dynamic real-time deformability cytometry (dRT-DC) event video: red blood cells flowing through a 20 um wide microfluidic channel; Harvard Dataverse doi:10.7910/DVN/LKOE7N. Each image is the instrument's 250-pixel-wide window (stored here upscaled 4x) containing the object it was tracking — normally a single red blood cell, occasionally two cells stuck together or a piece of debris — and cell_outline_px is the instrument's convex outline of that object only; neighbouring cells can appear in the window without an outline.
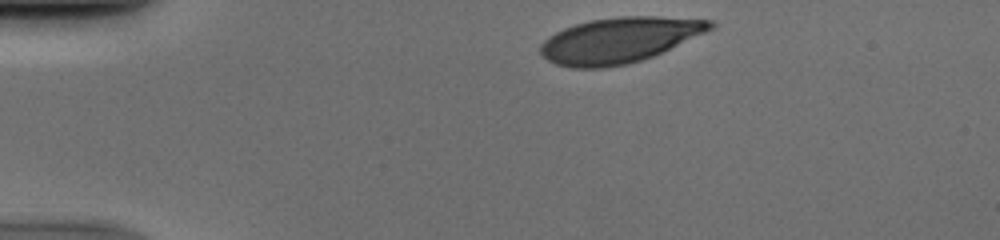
{"species": "human", "species_latin": "Homo sapiens", "temperature_condition": "cold", "stored_images_in_passage": 34, "camera_frame_rate_fps": 3000, "um_per_image_px": 0.085, "donor": {"sex": "male"}, "frame": {"image": 1, "passage_image": 1, "time_ms": 0.0, "image_size_px": [1000, 240], "cell_outline_px": [[716, 24], [712, 28], [704, 32], [652, 56], [628, 64], [604, 68], [572, 68], [556, 64], [548, 60], [540, 52], [540, 44], [548, 36], [564, 28], [588, 20], [620, 16], [656, 16], [712, 20]], "centroid_in_image_um": [52.59, 3.4], "position_along_channel_um": 32.4, "area_um2": 44.62}}
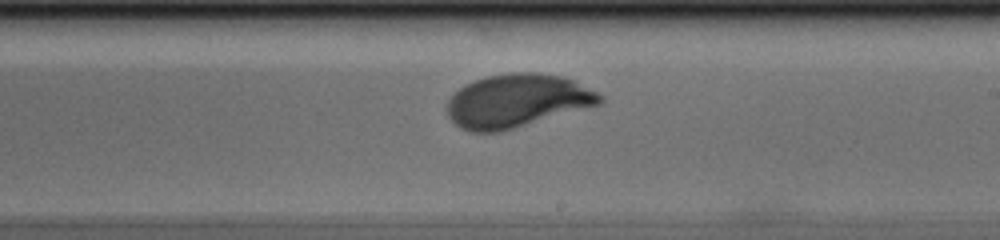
{"frame": {"image": 2, "passage_image": 22, "time_ms": 7.0, "image_size_px": [1000, 240], "cell_outline_px": [[604, 100], [600, 104], [500, 132], [468, 132], [460, 128], [448, 116], [444, 108], [452, 92], [464, 84], [472, 80], [484, 76], [508, 72], [540, 72], [564, 76], [604, 96]], "centroid_in_image_um": [43.88, 8.55], "position_along_channel_um": 245.1, "area_um2": 47.97}}
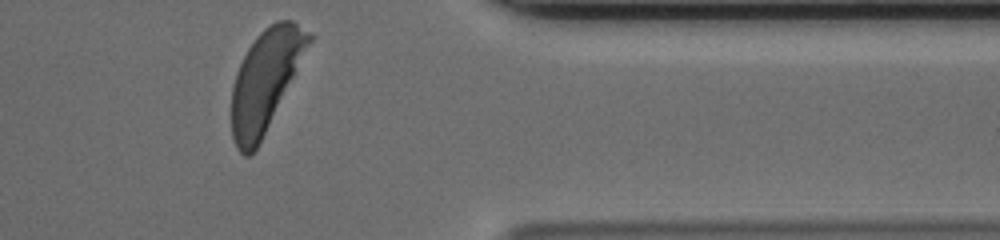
{"frame": {"image": 3, "passage_image": 34, "time_ms": 11.0, "image_size_px": [1000, 240], "cell_outline_px": [[316, 36], [256, 148], [248, 156], [244, 156], [236, 148], [232, 140], [232, 88], [236, 72], [248, 48], [256, 36], [264, 28], [276, 20], [292, 20]], "centroid_in_image_um": [22.59, 6.78], "position_along_channel_um": 388.8, "area_um2": 45.08}}